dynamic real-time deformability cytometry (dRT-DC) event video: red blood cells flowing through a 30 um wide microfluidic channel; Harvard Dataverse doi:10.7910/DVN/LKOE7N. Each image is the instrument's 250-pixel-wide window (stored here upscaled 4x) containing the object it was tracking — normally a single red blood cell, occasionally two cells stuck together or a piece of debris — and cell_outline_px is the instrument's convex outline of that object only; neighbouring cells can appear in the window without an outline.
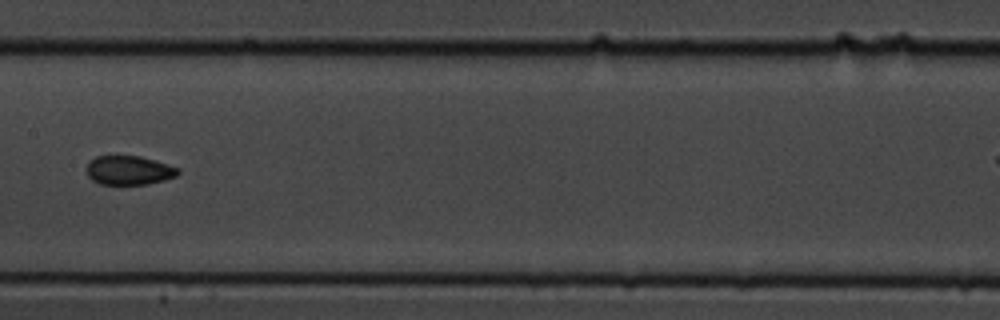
{"species": "common noctule bat (a hibernating species)", "species_latin": "Nyctalus noctula", "temperature_condition": "cold", "stored_images_in_passage": 12, "camera_frame_rate_fps": 3000, "um_per_image_px": 0.085, "animal": {"sex": "male", "body_mass_g": 19.5, "forearm_length_mm": 54.6}, "frame": {"image": 1, "passage_image": 6, "time_ms": 1.667, "image_size_px": [1000, 320], "cell_outline_px": [[180, 172], [176, 176], [164, 180], [148, 184], [100, 184], [92, 180], [88, 176], [84, 168], [88, 160], [96, 156], [140, 156], [168, 164], [180, 168]], "centroid_in_image_um": [10.92, 14.47], "position_along_channel_um": 196.5, "area_um2": 15.72}}
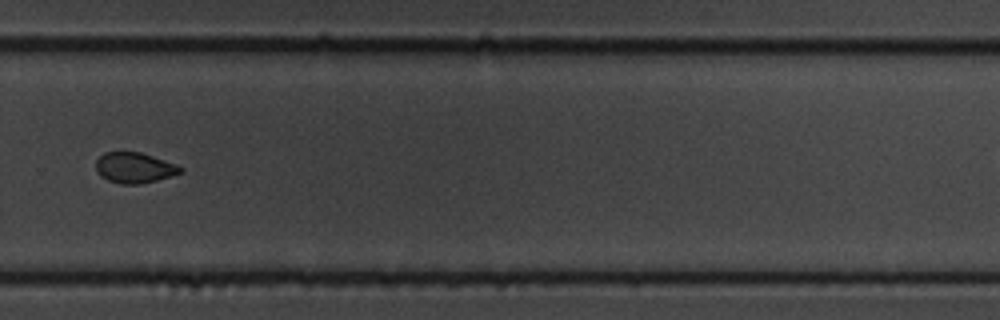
{"frame": {"image": 2, "passage_image": 9, "time_ms": 2.667, "image_size_px": [1000, 320], "cell_outline_px": [[184, 172], [172, 176], [140, 184], [120, 184], [108, 180], [100, 176], [96, 172], [96, 160], [104, 152], [140, 152], [176, 164], [184, 168]], "centroid_in_image_um": [11.43, 14.26], "position_along_channel_um": 318.4, "area_um2": 15.14}}
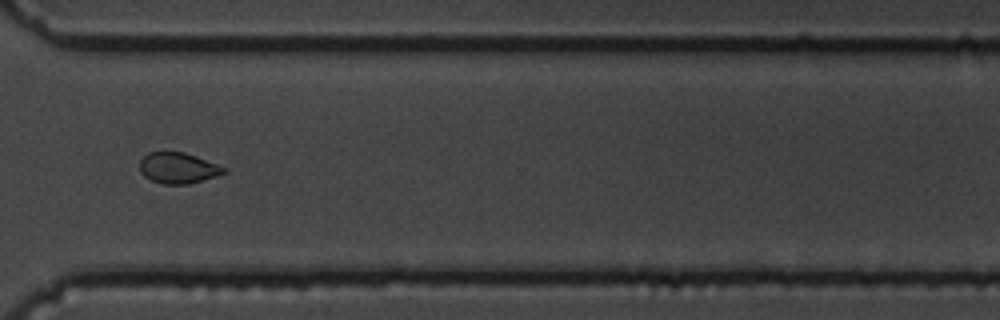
{"frame": {"image": 3, "passage_image": 10, "time_ms": 3.0, "image_size_px": [1000, 320], "cell_outline_px": [[228, 172], [216, 176], [188, 184], [164, 184], [152, 180], [144, 176], [140, 172], [140, 160], [148, 152], [184, 152], [196, 156], [228, 168]], "centroid_in_image_um": [15.16, 14.28], "position_along_channel_um": 355.4, "area_um2": 15.14}}